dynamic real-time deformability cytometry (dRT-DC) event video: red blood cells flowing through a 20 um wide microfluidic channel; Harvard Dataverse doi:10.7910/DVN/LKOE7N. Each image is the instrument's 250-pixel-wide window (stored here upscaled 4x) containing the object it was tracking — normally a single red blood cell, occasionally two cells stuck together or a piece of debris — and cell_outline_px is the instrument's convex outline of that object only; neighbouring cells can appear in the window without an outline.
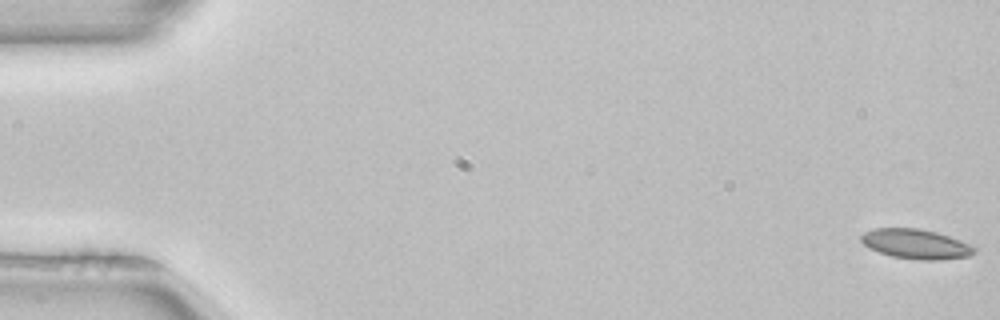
{"species": "common noctule bat (a hibernating species)", "species_latin": "Nyctalus noctula", "temperature_condition": "room temperature", "stored_images_in_passage": 53, "camera_frame_rate_fps": 3000, "um_per_image_px": 0.085, "animal": {"sex": "female", "body_mass_g": 22.7, "forearm_length_mm": 54.2}, "frame": {"image": 1, "passage_image": 1, "time_ms": 0.0, "image_size_px": [1000, 320], "cell_outline_px": [[976, 252], [968, 256], [940, 260], [920, 260], [892, 256], [868, 248], [860, 240], [860, 236], [864, 232], [872, 228], [920, 228], [936, 232], [972, 244], [976, 248]], "centroid_in_image_um": [77.85, 20.73], "position_along_channel_um": 7.2, "area_um2": 19.71}}
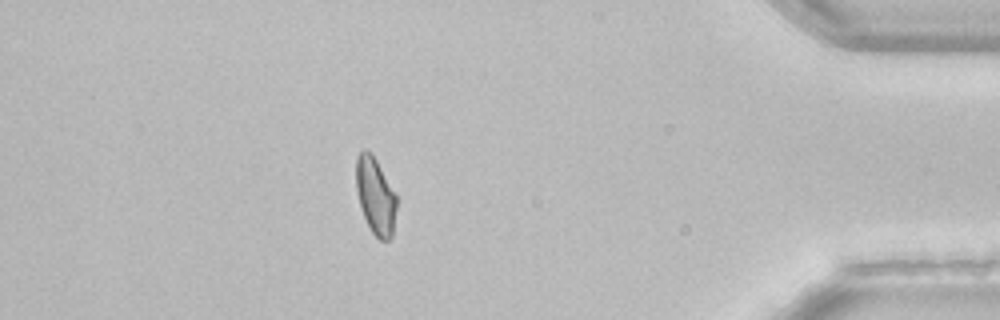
{"frame": {"image": 2, "passage_image": 46, "time_ms": 15.0, "image_size_px": [1000, 320], "cell_outline_px": [[396, 208], [392, 236], [388, 240], [380, 240], [372, 232], [360, 208], [356, 188], [356, 156], [364, 148], [372, 152], [396, 192]], "centroid_in_image_um": [31.91, 16.6], "position_along_channel_um": 403.3, "area_um2": 18.32}, "authors_computed_cell_mechanics": {"area_um2": 19.1896, "velocity_mm_per_s": 3.9767, "shape_relaxation_time_tau1_ms": null, "shape_relaxation_time_tau2_ms": 2.5201, "deformation_change_tau1": null, "deformation_change_tau2": 0.0668}}